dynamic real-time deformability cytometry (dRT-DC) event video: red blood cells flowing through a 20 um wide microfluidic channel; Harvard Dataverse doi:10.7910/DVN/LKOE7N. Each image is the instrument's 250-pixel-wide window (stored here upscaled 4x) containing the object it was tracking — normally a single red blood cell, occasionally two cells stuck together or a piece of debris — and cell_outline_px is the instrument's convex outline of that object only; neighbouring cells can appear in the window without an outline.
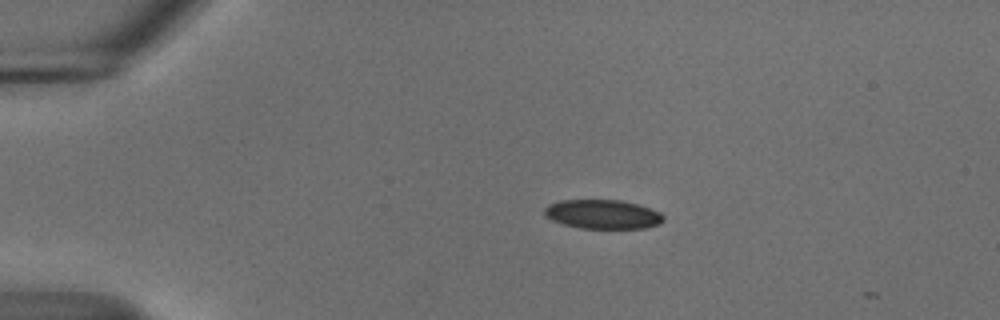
{"species": "common noctule bat (a hibernating species)", "species_latin": "Nyctalus noctula", "temperature_condition": "cold", "stored_images_in_passage": 6, "camera_frame_rate_fps": 3000, "um_per_image_px": 0.085, "animal": {"sex": "male", "body_mass_g": 18.8}, "frame": {"image": 1, "passage_image": 2, "time_ms": 0.333, "image_size_px": [1000, 320], "cell_outline_px": [[664, 220], [660, 224], [644, 228], [580, 228], [564, 224], [552, 220], [544, 216], [544, 208], [548, 204], [560, 200], [620, 200], [636, 204], [660, 212], [664, 216]], "centroid_in_image_um": [51.21, 18.21], "position_along_channel_um": 33.8, "area_um2": 20.17}}